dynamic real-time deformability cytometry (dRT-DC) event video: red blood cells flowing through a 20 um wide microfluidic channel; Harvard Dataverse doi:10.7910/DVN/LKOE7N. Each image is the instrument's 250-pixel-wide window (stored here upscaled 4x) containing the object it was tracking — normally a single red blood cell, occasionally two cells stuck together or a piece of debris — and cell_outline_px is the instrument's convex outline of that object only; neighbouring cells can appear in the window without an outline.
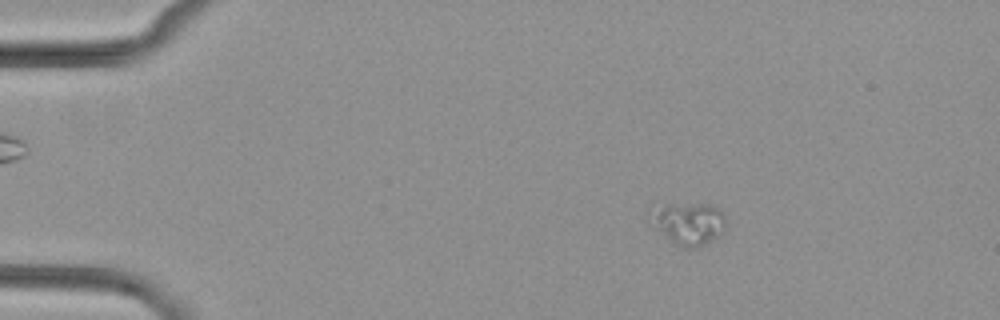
{"species": "common noctule bat (a hibernating species)", "species_latin": "Nyctalus noctula", "temperature_condition": "cold", "stored_images_in_passage": 4, "camera_frame_rate_fps": 3000, "um_per_image_px": 0.085, "animal": {"sex": "female", "body_mass_g": 29.2, "forearm_length_mm": 56.3}, "frame": {"image": 1, "passage_image": 2, "time_ms": 1.0, "image_size_px": [1000, 320], "cell_outline_px": [[728, 220], [724, 232], [720, 236], [704, 244], [692, 248], [684, 248], [676, 244], [652, 228], [648, 224], [664, 204], [712, 204], [720, 208], [724, 212]], "centroid_in_image_um": [58.64, 19.01], "position_along_channel_um": 26.4, "area_um2": 18.67}}